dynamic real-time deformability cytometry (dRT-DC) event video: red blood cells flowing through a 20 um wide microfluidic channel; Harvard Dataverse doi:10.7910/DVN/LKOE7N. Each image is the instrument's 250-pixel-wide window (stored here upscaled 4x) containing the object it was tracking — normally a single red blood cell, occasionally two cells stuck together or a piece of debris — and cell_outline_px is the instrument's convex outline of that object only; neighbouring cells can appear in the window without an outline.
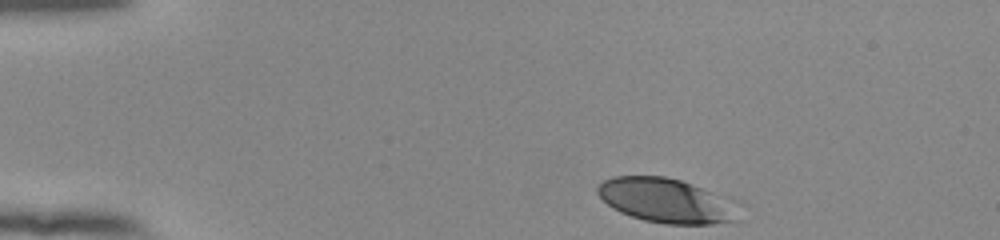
{"species": "human", "species_latin": "Homo sapiens", "temperature_condition": "room temperature", "stored_images_in_passage": 38, "camera_frame_rate_fps": 3000, "um_per_image_px": 0.085, "donor": {"sex": "female"}, "frame": {"image": 1, "passage_image": 1, "time_ms": 0.0, "image_size_px": [1000, 240], "cell_outline_px": [[732, 220], [712, 224], [664, 224], [644, 220], [620, 212], [612, 208], [596, 192], [596, 184], [612, 176], [664, 176], [680, 180], [728, 196]], "centroid_in_image_um": [56.48, 17.02], "position_along_channel_um": 28.5, "area_um2": 35.84}}
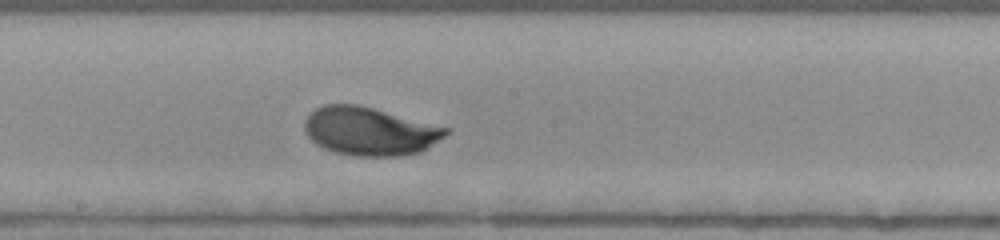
{"frame": {"image": 2, "passage_image": 22, "time_ms": 7.0, "image_size_px": [1000, 240], "cell_outline_px": [[452, 128], [444, 136], [428, 148], [420, 152], [400, 156], [352, 156], [332, 152], [316, 144], [308, 136], [304, 128], [304, 120], [316, 108], [324, 104], [356, 104]], "centroid_in_image_um": [31.43, 11.16], "position_along_channel_um": 216.8, "area_um2": 39.82}}
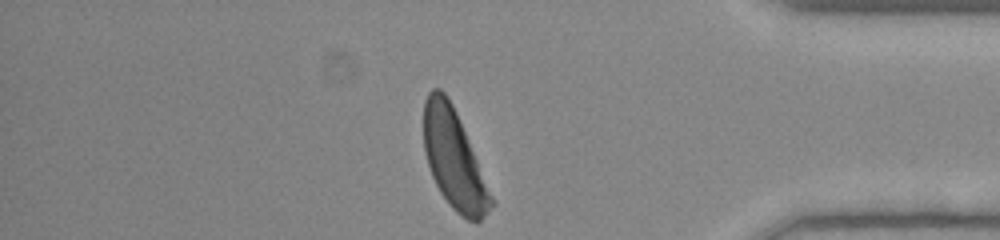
{"frame": {"image": 3, "passage_image": 38, "time_ms": 12.333, "image_size_px": [1000, 240], "cell_outline_px": [[496, 204], [476, 224], [460, 216], [452, 208], [440, 192], [432, 176], [424, 152], [424, 100], [428, 92], [432, 88], [440, 88], [448, 96], [456, 112]], "centroid_in_image_um": [38.58, 13.56], "position_along_channel_um": 396.6, "area_um2": 38.61}, "authors_computed_cell_mechanics": {"area_um2": 39.1306, "velocity_mm_per_s": 3.8159, "shape_relaxation_time_tau1_ms": 2.5045, "shape_relaxation_time_tau2_ms": null, "deformation_change_tau1": 0.1433, "deformation_change_tau2": null}}